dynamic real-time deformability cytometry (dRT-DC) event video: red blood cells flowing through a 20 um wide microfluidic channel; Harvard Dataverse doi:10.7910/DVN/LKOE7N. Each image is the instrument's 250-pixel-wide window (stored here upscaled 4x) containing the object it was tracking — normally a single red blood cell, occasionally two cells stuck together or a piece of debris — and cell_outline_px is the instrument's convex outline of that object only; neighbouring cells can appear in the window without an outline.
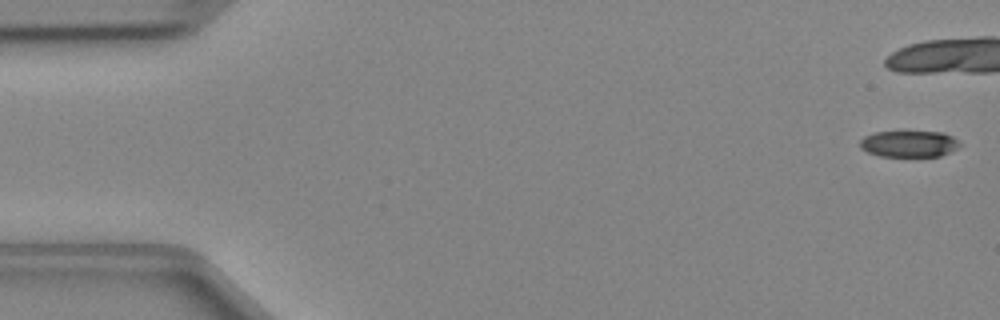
{"species": "Egyptian fruit bat (a non-hibernating species)", "species_latin": "Rousettus aegyptiacus", "temperature_condition": "cold", "stored_images_in_passage": 8, "camera_frame_rate_fps": 3000, "um_per_image_px": 0.085, "animal": {"sex": "female"}, "frame": {"image": 1, "passage_image": 1, "time_ms": 0.0, "image_size_px": [1000, 320], "cell_outline_px": [[964, 144], [940, 156], [880, 156], [868, 152], [860, 148], [860, 140], [864, 136], [876, 132], [944, 132], [952, 136]], "centroid_in_image_um": [77.28, 12.22], "position_along_channel_um": 7.7, "area_um2": 15.32}}